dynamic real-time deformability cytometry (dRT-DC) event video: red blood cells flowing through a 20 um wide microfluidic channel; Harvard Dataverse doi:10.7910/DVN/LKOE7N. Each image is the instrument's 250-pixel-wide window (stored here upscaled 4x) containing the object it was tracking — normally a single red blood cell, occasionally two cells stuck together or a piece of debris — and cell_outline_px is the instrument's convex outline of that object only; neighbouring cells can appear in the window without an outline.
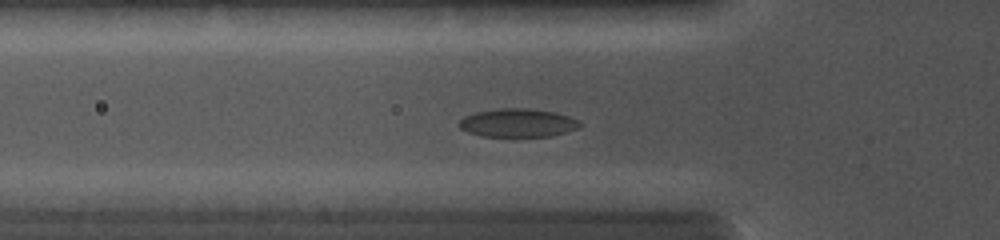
{"species": "common noctule bat (a hibernating species)", "species_latin": "Nyctalus noctula", "temperature_condition": "cold", "stored_images_in_passage": 21, "camera_frame_rate_fps": 5000, "um_per_image_px": 0.085, "animal": {"sex": "female", "body_mass_g": 19.0, "forearm_length_mm": 56.7}, "frame": {"image": 1, "passage_image": 5, "time_ms": 4.0, "image_size_px": [1000, 240], "cell_outline_px": [[580, 128], [548, 136], [484, 136], [468, 132], [460, 128], [456, 124], [464, 116], [476, 112], [500, 108], [528, 108], [556, 112], [580, 120]], "centroid_in_image_um": [44.0, 10.43], "position_along_channel_um": 81.8, "area_um2": 19.94}}
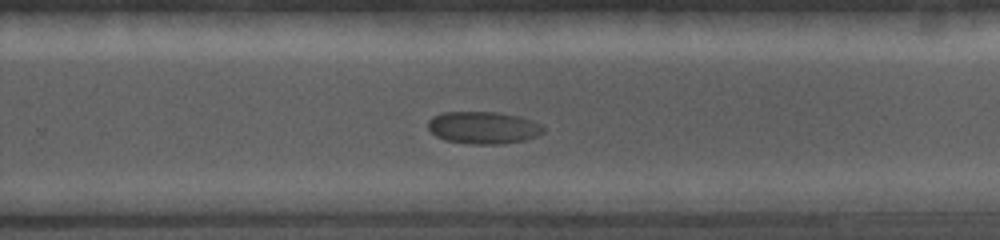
{"frame": {"image": 2, "passage_image": 15, "time_ms": 9.0, "image_size_px": [1000, 240], "cell_outline_px": [[544, 132], [536, 136], [524, 140], [504, 144], [472, 144], [444, 140], [436, 136], [428, 128], [428, 120], [432, 116], [444, 112], [496, 112], [520, 116], [540, 124], [544, 128]], "centroid_in_image_um": [41.06, 10.85], "position_along_channel_um": 288.7, "area_um2": 21.73}}
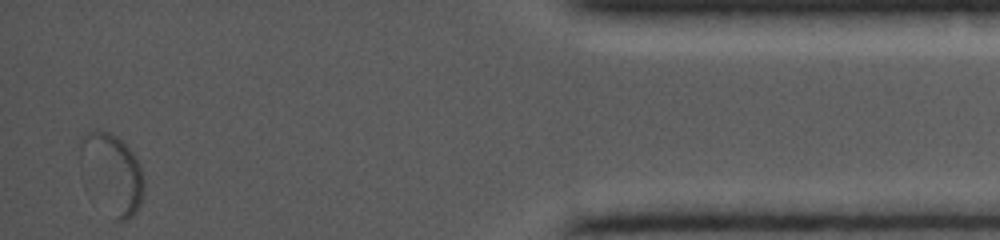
{"frame": {"image": 3, "passage_image": 21, "time_ms": 13.6, "image_size_px": [1000, 240], "cell_outline_px": [[144, 192], [140, 204], [136, 212], [128, 220], [112, 220], [80, 176], [80, 140], [92, 128], [96, 128], [108, 132], [116, 136], [132, 152], [140, 164], [144, 180]], "centroid_in_image_um": [9.48, 14.77], "position_along_channel_um": 425.7, "area_um2": 30.35}}